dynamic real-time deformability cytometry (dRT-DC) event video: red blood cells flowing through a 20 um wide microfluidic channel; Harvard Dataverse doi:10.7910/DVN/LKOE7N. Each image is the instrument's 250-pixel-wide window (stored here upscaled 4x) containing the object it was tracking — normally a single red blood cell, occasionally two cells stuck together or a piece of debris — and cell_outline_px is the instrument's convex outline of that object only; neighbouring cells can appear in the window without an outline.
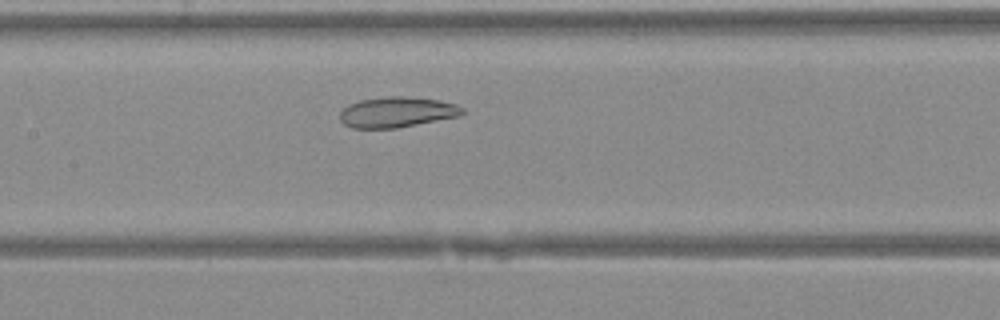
{"species": "Egyptian fruit bat (a non-hibernating species)", "species_latin": "Rousettus aegyptiacus", "temperature_condition": "warm", "stored_images_in_passage": 14, "camera_frame_rate_fps": 3000, "um_per_image_px": 0.085, "animal": {"sex": "female"}, "frame": {"image": 1, "passage_image": 13, "time_ms": 4.0, "image_size_px": [1000, 320], "cell_outline_px": [[464, 112], [460, 116], [396, 128], [352, 128], [344, 124], [340, 120], [340, 112], [348, 104], [360, 100], [388, 96], [404, 96], [440, 100], [456, 104], [464, 108]], "centroid_in_image_um": [33.74, 9.53], "position_along_channel_um": 173.7, "area_um2": 21.79}}